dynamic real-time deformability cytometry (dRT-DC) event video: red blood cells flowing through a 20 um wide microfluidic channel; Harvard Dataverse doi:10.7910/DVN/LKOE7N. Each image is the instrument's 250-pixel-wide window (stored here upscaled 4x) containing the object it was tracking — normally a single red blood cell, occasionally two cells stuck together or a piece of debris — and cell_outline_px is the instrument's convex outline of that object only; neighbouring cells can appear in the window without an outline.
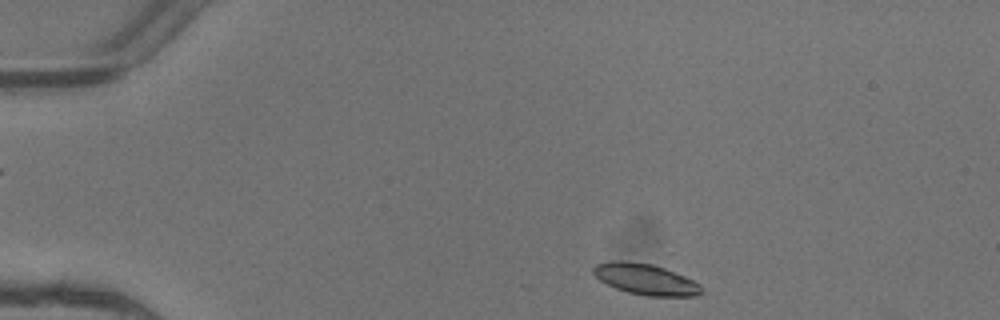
{"species": "common noctule bat (a hibernating species)", "species_latin": "Nyctalus noctula", "temperature_condition": "warm", "stored_images_in_passage": 4, "segment_of_instrument_passage": [2, 2], "camera_frame_rate_fps": 3000, "um_per_image_px": 0.085, "animal": {"sex": "female"}, "frame": {"image": 1, "passage_image": 4, "time_ms": 1.0, "image_size_px": [1000, 320], "cell_outline_px": [[704, 292], [696, 296], [644, 296], [628, 292], [616, 288], [600, 280], [592, 272], [592, 268], [596, 264], [608, 260], [624, 260], [652, 264], [664, 268], [684, 276], [700, 284]], "centroid_in_image_um": [54.86, 23.73], "position_along_channel_um": 30.1, "area_um2": 19.59}}